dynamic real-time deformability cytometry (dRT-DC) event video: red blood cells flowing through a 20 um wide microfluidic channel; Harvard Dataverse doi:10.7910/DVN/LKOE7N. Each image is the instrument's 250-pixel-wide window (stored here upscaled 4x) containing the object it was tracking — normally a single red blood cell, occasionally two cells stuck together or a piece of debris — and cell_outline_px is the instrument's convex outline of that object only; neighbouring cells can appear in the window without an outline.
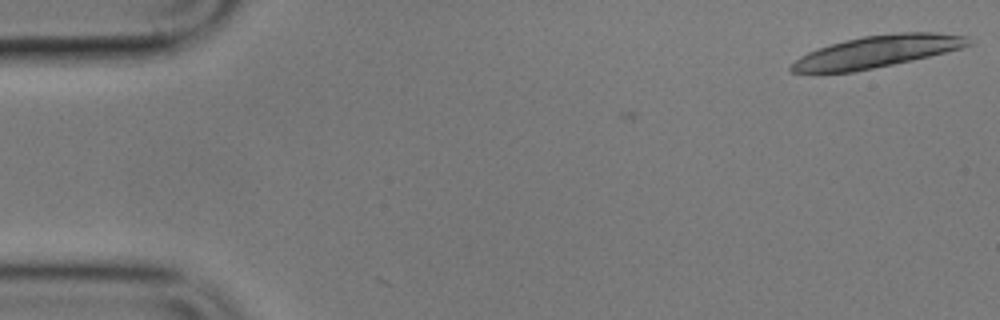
{"species": "common noctule bat (a hibernating species)", "species_latin": "Nyctalus noctula", "temperature_condition": "cold", "stored_images_in_passage": 2, "camera_frame_rate_fps": 3000, "um_per_image_px": 0.085, "animal": {"sex": "male", "body_mass_g": 17.9}, "frame": {"image": 1, "passage_image": 1, "time_ms": 0.0, "image_size_px": [1000, 320], "cell_outline_px": [[972, 44], [960, 48], [912, 60], [852, 72], [792, 72], [788, 68], [800, 56], [808, 52], [832, 44], [864, 36], [900, 32], [936, 32], [968, 36]], "centroid_in_image_um": [74.57, 4.37], "position_along_channel_um": 10.4, "area_um2": 32.31}}